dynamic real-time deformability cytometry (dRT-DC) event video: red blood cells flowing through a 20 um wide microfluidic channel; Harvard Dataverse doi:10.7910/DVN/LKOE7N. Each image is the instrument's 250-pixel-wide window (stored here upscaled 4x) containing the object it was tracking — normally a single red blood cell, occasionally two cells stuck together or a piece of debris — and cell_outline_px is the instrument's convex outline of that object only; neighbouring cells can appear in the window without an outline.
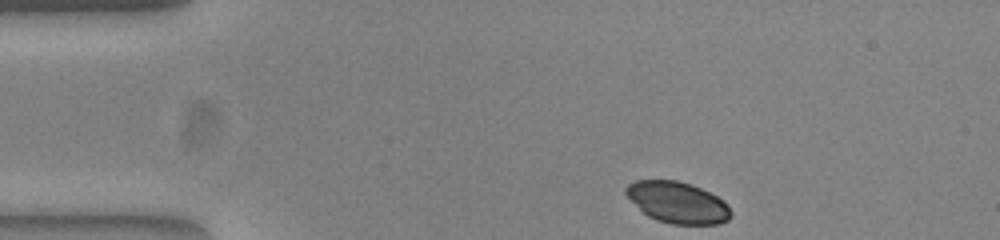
{"species": "common noctule bat (a hibernating species)", "species_latin": "Nyctalus noctula", "temperature_condition": "warm", "stored_images_in_passage": 45, "camera_frame_rate_fps": 3000, "um_per_image_px": 0.085, "animal": {"sex": "female", "body_mass_g": 23.0, "forearm_length_mm": 53.4}, "frame": {"image": 1, "passage_image": 1, "time_ms": 0.0, "image_size_px": [1000, 240], "cell_outline_px": [[732, 216], [728, 220], [720, 224], [672, 224], [656, 220], [648, 216], [624, 192], [624, 188], [628, 184], [636, 180], [676, 180], [692, 184], [724, 200], [732, 212]], "centroid_in_image_um": [57.62, 17.21], "position_along_channel_um": 27.4, "area_um2": 25.2}}
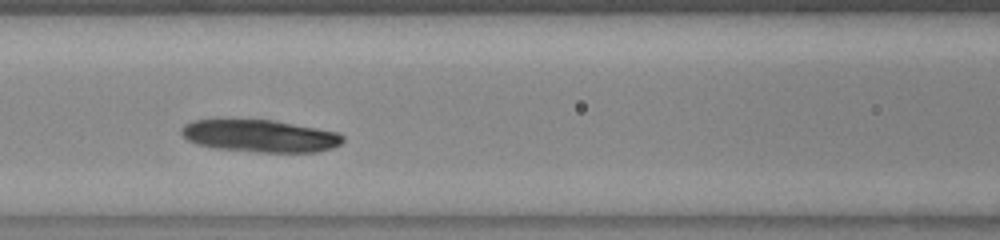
{"frame": {"image": 2, "passage_image": 15, "time_ms": 4.667, "image_size_px": [1000, 240], "cell_outline_px": [[344, 140], [340, 144], [332, 148], [316, 152], [256, 152], [216, 148], [196, 144], [188, 140], [180, 132], [180, 128], [184, 124], [192, 120], [272, 120], [316, 128], [336, 132], [344, 136]], "centroid_in_image_um": [22.08, 11.56], "position_along_channel_um": 144.5, "area_um2": 30.29}}
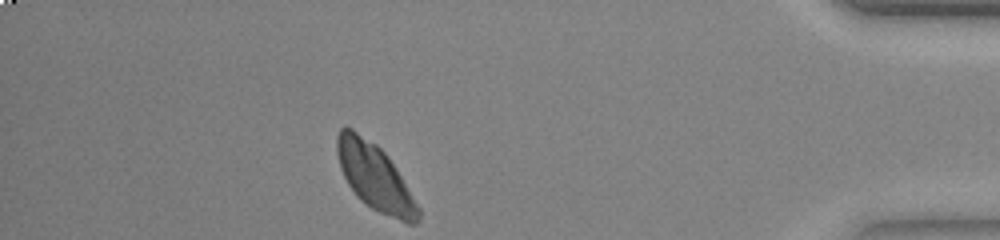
{"frame": {"image": 3, "passage_image": 39, "time_ms": 12.667, "image_size_px": [1000, 240], "cell_outline_px": [[420, 220], [416, 224], [408, 224], [380, 212], [372, 208], [360, 200], [356, 196], [348, 184], [340, 168], [336, 152], [336, 136], [340, 128], [344, 124], [352, 128], [376, 144], [384, 152], [396, 168], [420, 208]], "centroid_in_image_um": [31.84, 15.03], "position_along_channel_um": 403.4, "area_um2": 31.44}}